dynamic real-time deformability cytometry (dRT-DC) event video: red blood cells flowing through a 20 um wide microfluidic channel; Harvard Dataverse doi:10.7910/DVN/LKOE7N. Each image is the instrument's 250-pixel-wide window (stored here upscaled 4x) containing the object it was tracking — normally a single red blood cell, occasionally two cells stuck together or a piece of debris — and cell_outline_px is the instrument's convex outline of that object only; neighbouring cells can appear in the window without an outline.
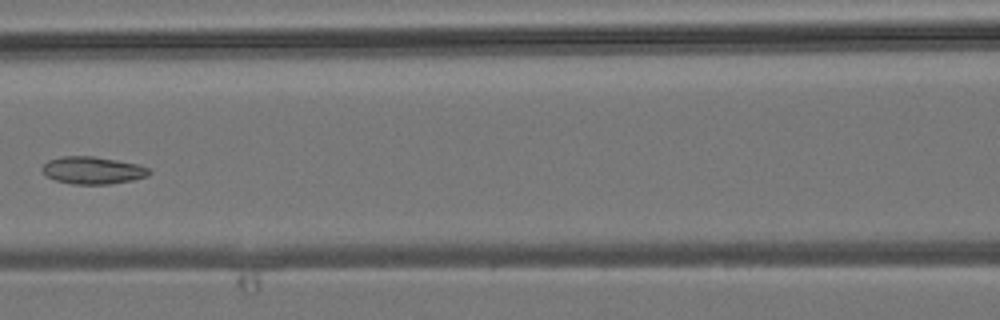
{"species": "common noctule bat (a hibernating species)", "species_latin": "Nyctalus noctula", "temperature_condition": "room temperature", "stored_images_in_passage": 7, "camera_frame_rate_fps": 3000, "um_per_image_px": 0.085, "animal": {"sex": "male", "body_mass_g": 19.2, "forearm_length_mm": 51.8}, "frame": {"image": 1, "passage_image": 6, "time_ms": 5.667, "image_size_px": [1000, 320], "cell_outline_px": [[152, 172], [148, 176], [132, 180], [108, 184], [72, 184], [56, 180], [44, 176], [40, 168], [48, 160], [64, 156], [92, 156], [116, 160], [136, 164], [148, 168]], "centroid_in_image_um": [7.84, 14.48], "position_along_channel_um": 158.8, "area_um2": 17.05}}
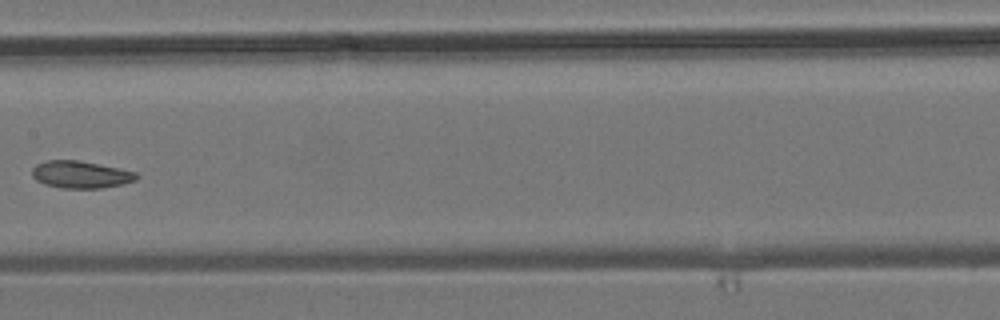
{"frame": {"image": 2, "passage_image": 7, "time_ms": 6.667, "image_size_px": [1000, 320], "cell_outline_px": [[136, 180], [104, 188], [64, 188], [44, 184], [36, 180], [32, 176], [32, 168], [36, 164], [44, 160], [80, 160], [136, 172]], "centroid_in_image_um": [6.8, 14.83], "position_along_channel_um": 200.6, "area_um2": 16.47}}